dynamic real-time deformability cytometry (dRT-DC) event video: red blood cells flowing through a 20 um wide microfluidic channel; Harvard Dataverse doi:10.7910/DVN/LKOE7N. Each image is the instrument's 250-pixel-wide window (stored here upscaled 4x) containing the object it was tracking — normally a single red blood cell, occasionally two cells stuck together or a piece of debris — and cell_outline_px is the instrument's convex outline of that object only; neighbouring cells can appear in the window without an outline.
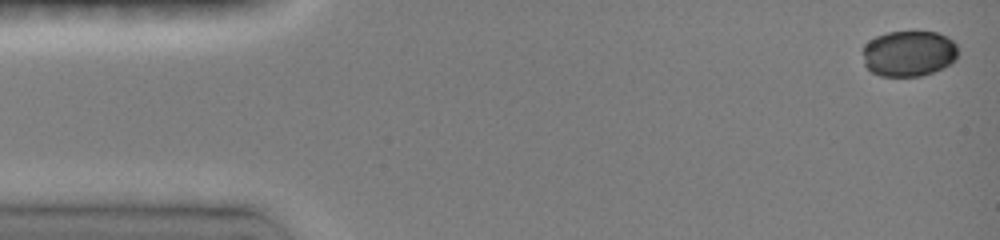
{"species": "common noctule bat (a hibernating species)", "species_latin": "Nyctalus noctula", "temperature_condition": "room temperature", "stored_images_in_passage": 16, "camera_frame_rate_fps": 3000, "um_per_image_px": 0.085, "animal": {"sex": "female", "body_mass_g": 19.0, "forearm_length_mm": 51.5}, "frame": {"image": 1, "passage_image": 1, "time_ms": 0.0, "image_size_px": [1000, 240], "cell_outline_px": [[956, 60], [944, 68], [920, 76], [880, 76], [872, 72], [864, 64], [864, 44], [868, 40], [876, 36], [888, 32], [936, 32], [948, 36], [956, 44]], "centroid_in_image_um": [77.25, 4.54], "position_along_channel_um": 7.8, "area_um2": 25.49}}
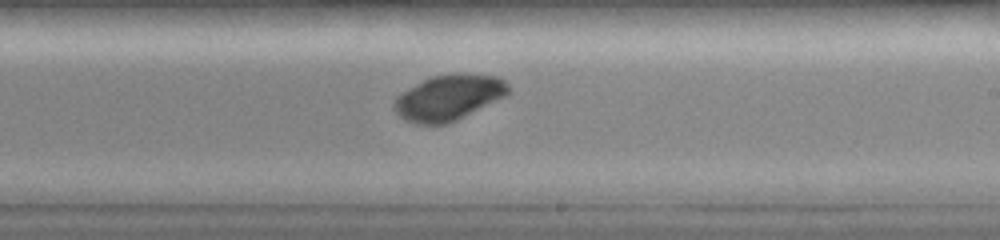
{"frame": {"image": 2, "passage_image": 12, "time_ms": 9.0, "image_size_px": [1000, 240], "cell_outline_px": [[512, 92], [456, 120], [444, 124], [416, 124], [404, 120], [392, 108], [392, 104], [396, 96], [416, 84], [432, 76], [456, 72], [464, 72], [496, 76], [504, 80], [508, 84]], "centroid_in_image_um": [38.13, 8.27], "position_along_channel_um": 250.9, "area_um2": 30.35}}
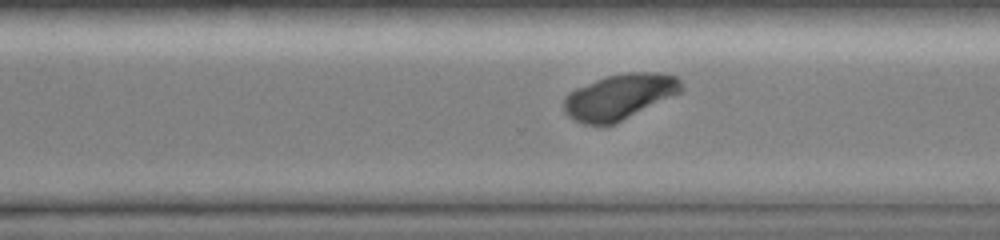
{"frame": {"image": 3, "passage_image": 15, "time_ms": 10.667, "image_size_px": [1000, 240], "cell_outline_px": [[684, 88], [680, 92], [616, 124], [584, 124], [568, 116], [564, 112], [564, 100], [576, 88], [604, 76], [628, 72], [660, 72], [676, 76], [684, 84]], "centroid_in_image_um": [52.69, 8.21], "position_along_channel_um": 317.9, "area_um2": 30.98}}